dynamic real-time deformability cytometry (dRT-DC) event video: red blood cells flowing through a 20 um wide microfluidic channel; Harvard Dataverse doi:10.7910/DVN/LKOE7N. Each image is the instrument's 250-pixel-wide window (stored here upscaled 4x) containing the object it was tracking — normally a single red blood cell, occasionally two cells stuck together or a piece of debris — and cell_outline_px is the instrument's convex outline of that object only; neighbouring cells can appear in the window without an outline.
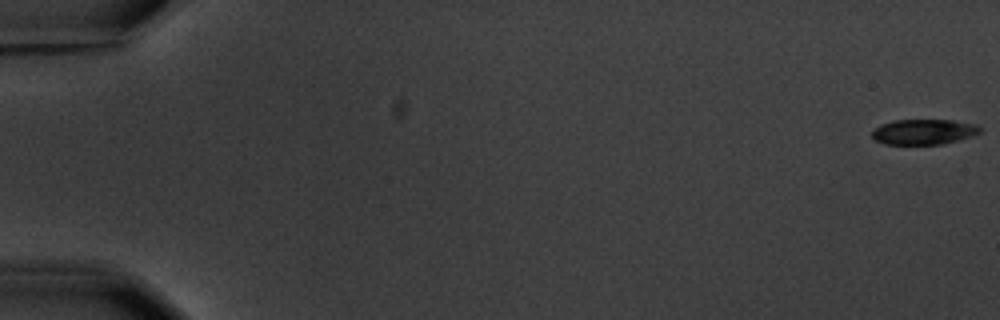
{"species": "common noctule bat (a hibernating species)", "species_latin": "Nyctalus noctula", "temperature_condition": "warm", "stored_images_in_passage": 6, "camera_frame_rate_fps": 3000, "um_per_image_px": 0.085, "animal": {"sex": "male", "body_mass_g": 20.1, "forearm_length_mm": 53.5}, "frame": {"image": 1, "passage_image": 1, "time_ms": 0.0, "image_size_px": [1000, 320], "cell_outline_px": [[980, 132], [972, 136], [940, 144], [884, 144], [872, 140], [872, 128], [880, 124], [892, 120], [952, 120], [976, 124], [980, 128]], "centroid_in_image_um": [78.43, 11.2], "position_along_channel_um": 6.6, "area_um2": 16.01}}
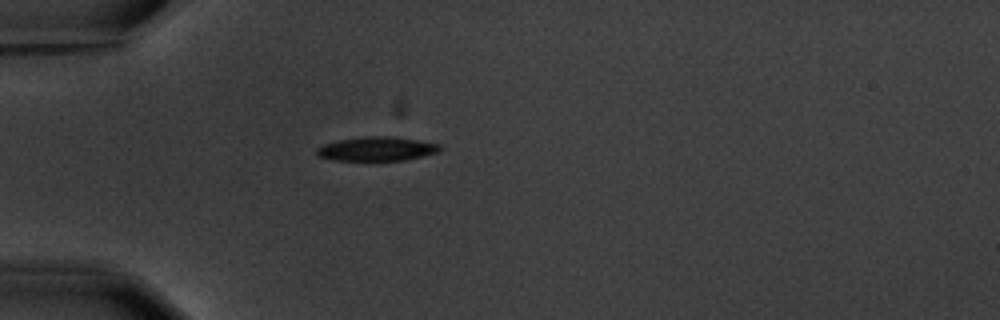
{"frame": {"image": 2, "passage_image": 5, "time_ms": 5.667, "image_size_px": [1000, 320], "cell_outline_px": [[444, 148], [440, 152], [424, 156], [404, 160], [332, 160], [316, 156], [316, 148], [324, 144], [340, 140], [364, 136], [392, 136], [440, 144]], "centroid_in_image_um": [32.05, 12.65], "position_along_channel_um": 52.9, "area_um2": 17.4}}